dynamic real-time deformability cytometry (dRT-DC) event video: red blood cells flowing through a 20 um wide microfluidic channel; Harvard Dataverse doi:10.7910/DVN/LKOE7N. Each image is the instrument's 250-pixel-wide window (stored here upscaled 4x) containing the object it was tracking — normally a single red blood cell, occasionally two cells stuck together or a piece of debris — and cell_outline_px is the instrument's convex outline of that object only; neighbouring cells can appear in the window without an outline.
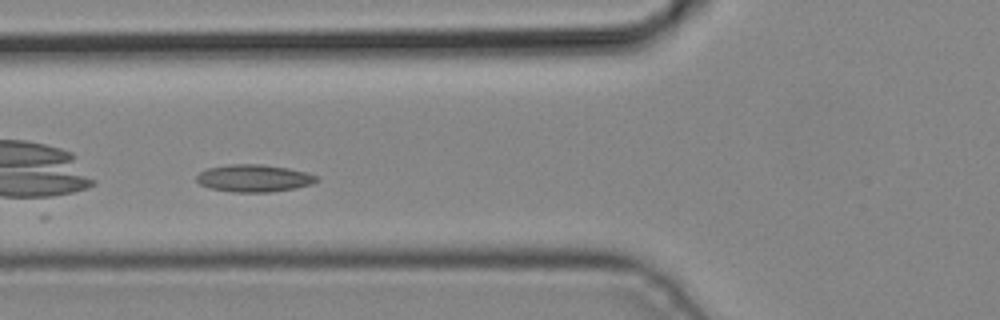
{"species": "common noctule bat (a hibernating species)", "species_latin": "Nyctalus noctula", "temperature_condition": "cold", "stored_images_in_passage": 3, "camera_frame_rate_fps": 3000, "um_per_image_px": 0.085, "animal": {"sex": "male", "body_mass_g": 19.2, "forearm_length_mm": 51.8}, "frame": {"image": 1, "passage_image": 2, "time_ms": 0.333, "image_size_px": [1000, 320], "cell_outline_px": [[320, 180], [312, 184], [296, 188], [272, 192], [232, 192], [208, 188], [200, 184], [196, 180], [196, 176], [200, 172], [208, 168], [228, 164], [264, 164], [288, 168], [308, 172], [316, 176]], "centroid_in_image_um": [21.6, 15.15], "position_along_channel_um": 104.2, "area_um2": 19.36}}